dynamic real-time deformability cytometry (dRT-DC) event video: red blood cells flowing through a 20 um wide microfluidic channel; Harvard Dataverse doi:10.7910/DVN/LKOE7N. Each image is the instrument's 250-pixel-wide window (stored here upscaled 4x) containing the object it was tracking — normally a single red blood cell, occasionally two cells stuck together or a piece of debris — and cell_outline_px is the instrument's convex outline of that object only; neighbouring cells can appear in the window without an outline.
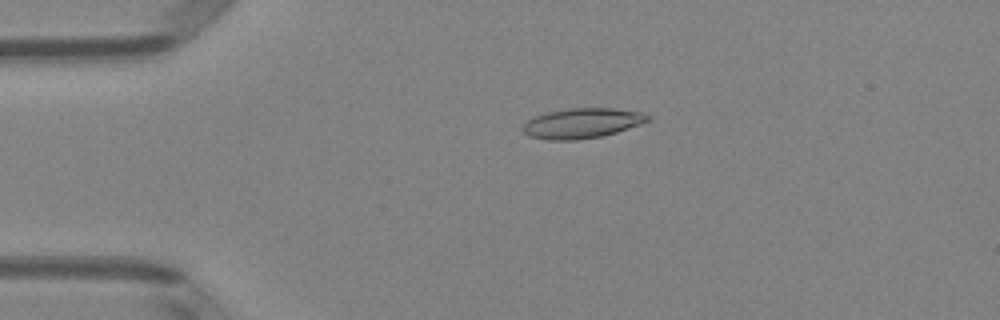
{"species": "Egyptian fruit bat (a non-hibernating species)", "species_latin": "Rousettus aegyptiacus", "temperature_condition": "room temperature", "stored_images_in_passage": 4, "camera_frame_rate_fps": 3000, "um_per_image_px": 0.085, "animal": {"sex": "female"}, "frame": {"image": 1, "passage_image": 3, "time_ms": 0.667, "image_size_px": [1000, 320], "cell_outline_px": [[652, 120], [616, 132], [600, 136], [576, 140], [548, 140], [528, 136], [520, 128], [528, 120], [536, 116], [548, 112], [568, 108], [612, 108], [640, 112], [652, 116]], "centroid_in_image_um": [49.47, 10.47], "position_along_channel_um": 35.5, "area_um2": 21.85}}